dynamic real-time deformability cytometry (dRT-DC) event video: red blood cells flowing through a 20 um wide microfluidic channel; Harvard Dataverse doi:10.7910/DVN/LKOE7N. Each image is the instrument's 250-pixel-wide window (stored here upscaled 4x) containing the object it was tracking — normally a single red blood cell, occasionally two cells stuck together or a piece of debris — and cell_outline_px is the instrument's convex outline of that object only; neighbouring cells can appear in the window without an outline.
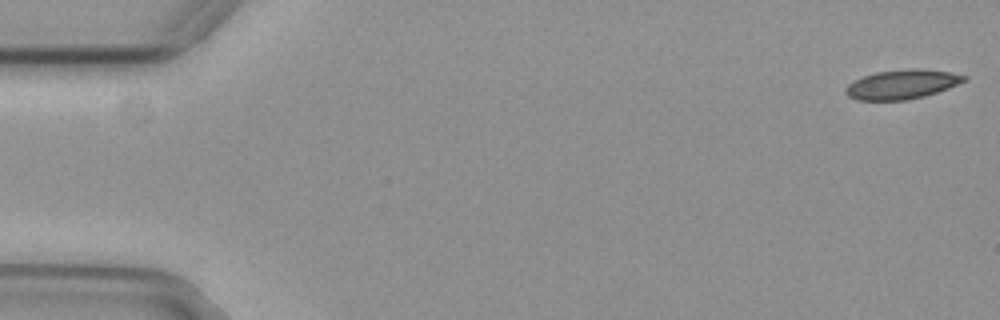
{"species": "common noctule bat (a hibernating species)", "species_latin": "Nyctalus noctula", "temperature_condition": "cold", "stored_images_in_passage": 8, "camera_frame_rate_fps": 3000, "um_per_image_px": 0.085, "animal": {"sex": "female", "body_mass_g": 29.2, "forearm_length_mm": 56.3}, "frame": {"image": 1, "passage_image": 1, "time_ms": 0.0, "image_size_px": [1000, 320], "cell_outline_px": [[968, 80], [948, 88], [924, 96], [904, 100], [856, 100], [848, 96], [844, 92], [844, 88], [848, 84], [864, 76], [876, 72], [908, 68], [920, 68], [948, 72], [968, 76]], "centroid_in_image_um": [76.66, 7.16], "position_along_channel_um": 8.3, "area_um2": 20.23}}